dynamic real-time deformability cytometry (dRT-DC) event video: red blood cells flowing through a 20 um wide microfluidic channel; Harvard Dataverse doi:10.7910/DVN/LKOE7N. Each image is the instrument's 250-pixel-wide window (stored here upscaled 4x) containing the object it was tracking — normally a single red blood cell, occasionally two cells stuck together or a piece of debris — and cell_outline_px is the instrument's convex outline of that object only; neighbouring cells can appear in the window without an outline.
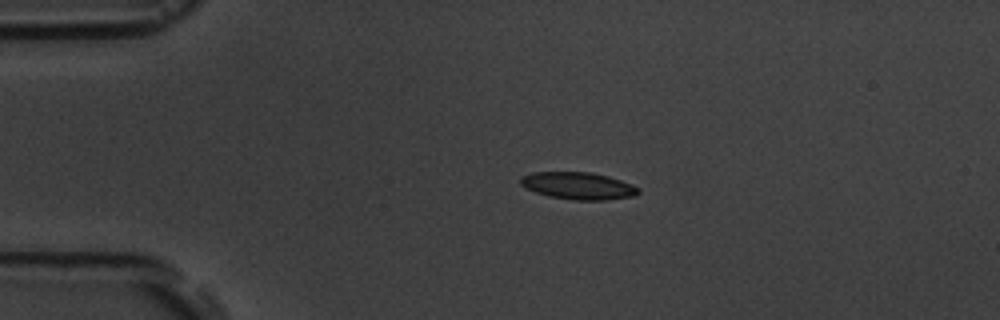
{"species": "common noctule bat (a hibernating species)", "species_latin": "Nyctalus noctula", "temperature_condition": "room temperature", "stored_images_in_passage": 4, "camera_frame_rate_fps": 3000, "um_per_image_px": 0.085, "animal": {"sex": "male", "body_mass_g": 19.5, "forearm_length_mm": 54.6}, "frame": {"image": 1, "passage_image": 3, "time_ms": 3.0, "image_size_px": [1000, 320], "cell_outline_px": [[640, 192], [636, 196], [608, 200], [572, 200], [548, 196], [524, 188], [520, 184], [520, 176], [532, 172], [592, 172], [608, 176], [620, 180], [636, 188]], "centroid_in_image_um": [49.1, 15.79], "position_along_channel_um": 35.9, "area_um2": 18.73}}